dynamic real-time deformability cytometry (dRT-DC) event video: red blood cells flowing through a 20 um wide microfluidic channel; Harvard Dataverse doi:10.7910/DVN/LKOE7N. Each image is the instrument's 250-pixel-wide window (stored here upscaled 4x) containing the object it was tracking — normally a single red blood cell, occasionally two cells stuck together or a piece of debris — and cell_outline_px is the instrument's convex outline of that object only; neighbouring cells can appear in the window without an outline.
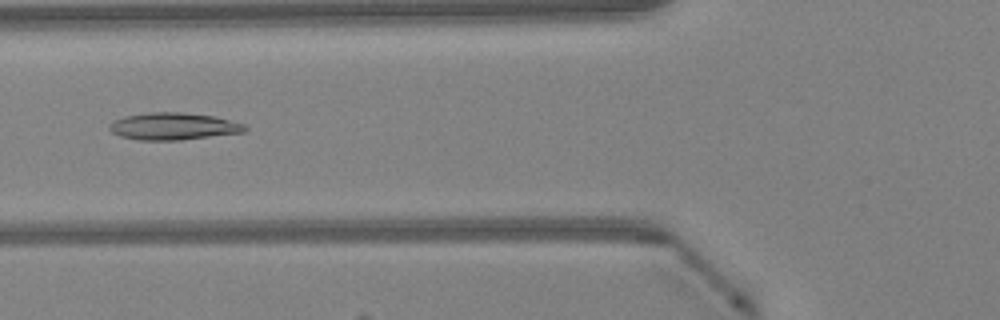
{"species": "Egyptian fruit bat (a non-hibernating species)", "species_latin": "Rousettus aegyptiacus", "temperature_condition": "warm", "stored_images_in_passage": 36, "camera_frame_rate_fps": 3000, "um_per_image_px": 0.085, "animal": {"sex": "female"}, "frame": {"image": 1, "passage_image": 7, "time_ms": 2.0, "image_size_px": [1000, 320], "cell_outline_px": [[248, 128], [244, 132], [180, 140], [140, 140], [120, 136], [112, 132], [108, 128], [108, 124], [124, 116], [148, 112], [180, 112], [216, 116], [244, 124]], "centroid_in_image_um": [14.73, 10.73], "position_along_channel_um": 111.1, "area_um2": 21.44}}
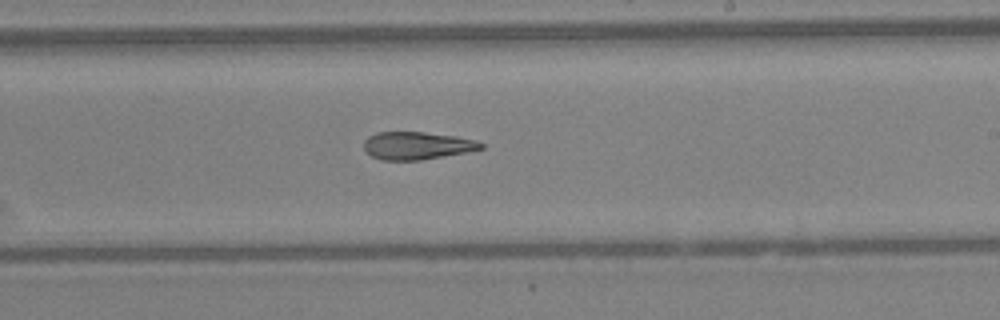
{"frame": {"image": 2, "passage_image": 17, "time_ms": 5.333, "image_size_px": [1000, 320], "cell_outline_px": [[484, 148], [464, 152], [420, 160], [380, 160], [372, 156], [364, 148], [364, 140], [368, 136], [376, 132], [424, 132], [456, 136], [476, 140], [484, 144]], "centroid_in_image_um": [35.42, 12.37], "position_along_channel_um": 253.6, "area_um2": 18.79}}
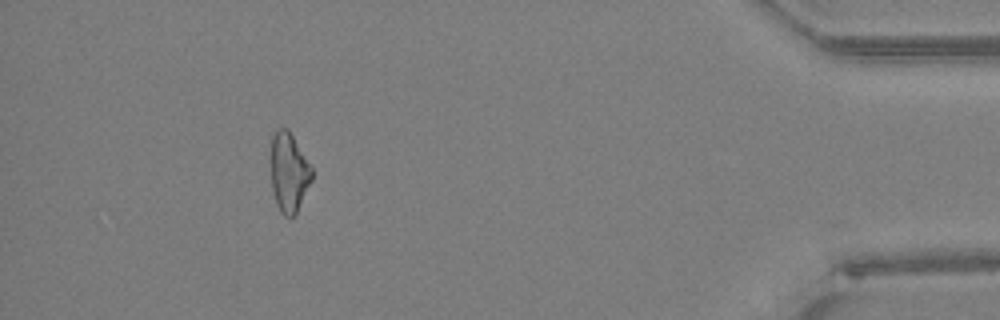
{"frame": {"image": 3, "passage_image": 32, "time_ms": 10.333, "image_size_px": [1000, 320], "cell_outline_px": [[312, 180], [296, 216], [284, 216], [280, 212], [276, 204], [272, 192], [272, 136], [276, 128], [288, 128], [312, 168]], "centroid_in_image_um": [24.57, 14.69], "position_along_channel_um": 410.6, "area_um2": 18.96}, "authors_computed_cell_mechanics": {"area_um2": 19.941, "velocity_mm_per_s": 4.2974, "shape_relaxation_time_tau1_ms": null, "shape_relaxation_time_tau2_ms": 7.413, "deformation_change_tau1": null, "deformation_change_tau2": 0.2047}}